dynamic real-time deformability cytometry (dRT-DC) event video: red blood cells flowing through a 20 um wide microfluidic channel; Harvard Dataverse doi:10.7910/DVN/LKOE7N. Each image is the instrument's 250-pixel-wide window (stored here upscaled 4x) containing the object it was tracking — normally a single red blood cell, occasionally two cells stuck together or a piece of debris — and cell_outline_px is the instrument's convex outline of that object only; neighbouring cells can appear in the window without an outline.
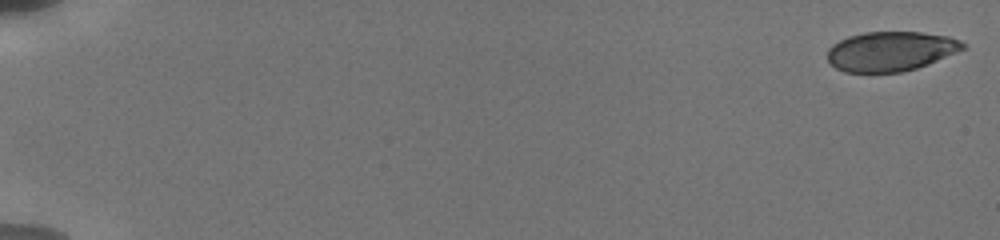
{"species": "human", "species_latin": "Homo sapiens", "temperature_condition": "cold", "stored_images_in_passage": 21, "camera_frame_rate_fps": 3000, "um_per_image_px": 0.085, "donor": {"sex": "male"}, "frame": {"image": 1, "passage_image": 1, "time_ms": 0.0, "image_size_px": [1000, 240], "cell_outline_px": [[964, 48], [936, 60], [916, 68], [900, 72], [844, 72], [836, 68], [828, 60], [828, 48], [832, 44], [848, 36], [864, 32], [920, 32], [948, 36], [960, 40], [964, 44]], "centroid_in_image_um": [75.66, 4.35], "position_along_channel_um": 9.3, "area_um2": 30.92}}
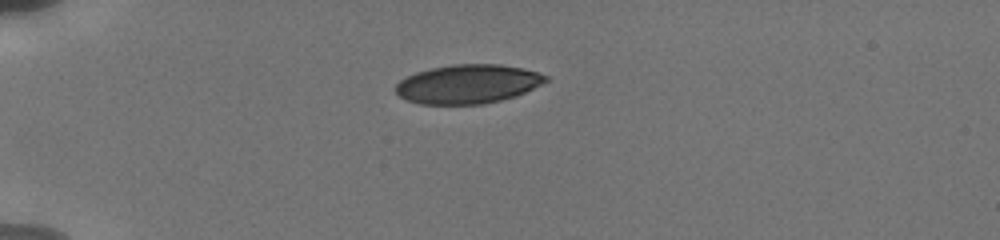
{"frame": {"image": 2, "passage_image": 15, "time_ms": 5.0, "image_size_px": [1000, 240], "cell_outline_px": [[548, 80], [516, 96], [484, 104], [420, 104], [408, 100], [400, 96], [396, 92], [396, 84], [400, 80], [416, 72], [432, 68], [452, 64], [500, 64], [524, 68], [548, 76]], "centroid_in_image_um": [39.76, 7.14], "position_along_channel_um": 45.2, "area_um2": 33.87}}
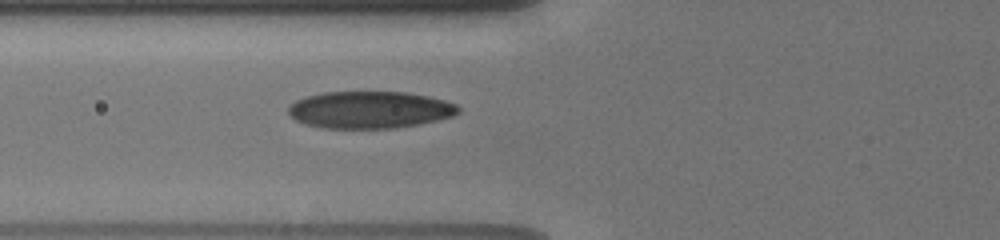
{"frame": {"image": 3, "passage_image": 21, "time_ms": 7.333, "image_size_px": [1000, 240], "cell_outline_px": [[460, 112], [452, 116], [436, 120], [416, 124], [392, 128], [320, 128], [304, 124], [296, 120], [288, 112], [288, 108], [296, 100], [308, 96], [324, 92], [408, 92], [428, 96], [444, 100], [456, 104], [460, 108]], "centroid_in_image_um": [31.43, 9.33], "position_along_channel_um": 94.4, "area_um2": 36.59}}